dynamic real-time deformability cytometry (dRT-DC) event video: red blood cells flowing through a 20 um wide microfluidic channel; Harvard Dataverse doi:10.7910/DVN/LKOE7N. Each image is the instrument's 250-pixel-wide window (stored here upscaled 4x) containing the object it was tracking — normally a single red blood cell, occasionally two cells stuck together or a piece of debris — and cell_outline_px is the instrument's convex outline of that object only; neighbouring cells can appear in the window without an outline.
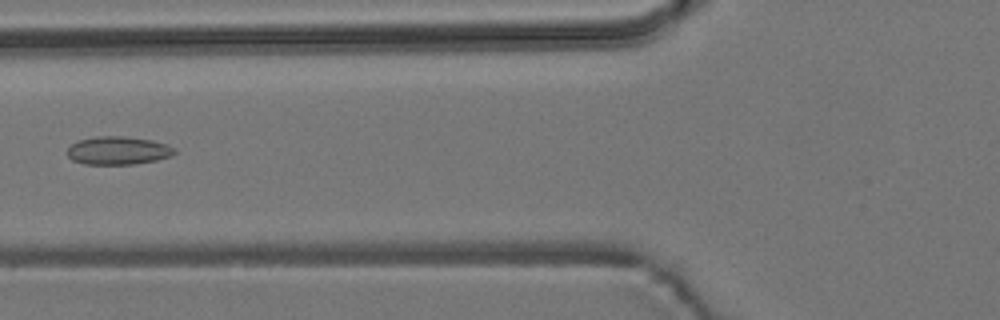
{"species": "common noctule bat (a hibernating species)", "species_latin": "Nyctalus noctula", "temperature_condition": "room temperature", "stored_images_in_passage": 6, "camera_frame_rate_fps": 3000, "um_per_image_px": 0.085, "animal": {"sex": "male", "body_mass_g": 19.2, "forearm_length_mm": 51.8}, "frame": {"image": 1, "passage_image": 6, "time_ms": 6.0, "image_size_px": [1000, 320], "cell_outline_px": [[176, 152], [172, 156], [156, 160], [136, 164], [84, 164], [72, 160], [68, 156], [68, 148], [72, 144], [80, 140], [96, 136], [124, 136], [152, 140], [168, 144], [176, 148]], "centroid_in_image_um": [10.08, 12.79], "position_along_channel_um": 115.7, "area_um2": 17.69}}